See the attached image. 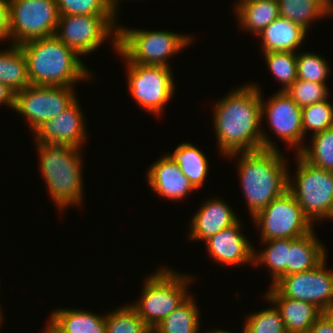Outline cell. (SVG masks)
Wrapping results in <instances>:
<instances>
[{"label":"cell","mask_w":333,"mask_h":333,"mask_svg":"<svg viewBox=\"0 0 333 333\" xmlns=\"http://www.w3.org/2000/svg\"><path fill=\"white\" fill-rule=\"evenodd\" d=\"M252 218L261 231L262 241L296 239L314 230V225L288 190Z\"/></svg>","instance_id":"8fae6325"},{"label":"cell","mask_w":333,"mask_h":333,"mask_svg":"<svg viewBox=\"0 0 333 333\" xmlns=\"http://www.w3.org/2000/svg\"><path fill=\"white\" fill-rule=\"evenodd\" d=\"M239 155L240 185L252 218L288 190L289 171L279 149L238 152L226 157Z\"/></svg>","instance_id":"7a4b0ae2"},{"label":"cell","mask_w":333,"mask_h":333,"mask_svg":"<svg viewBox=\"0 0 333 333\" xmlns=\"http://www.w3.org/2000/svg\"><path fill=\"white\" fill-rule=\"evenodd\" d=\"M324 59L313 52H297V79L326 84L330 66Z\"/></svg>","instance_id":"836d02e7"},{"label":"cell","mask_w":333,"mask_h":333,"mask_svg":"<svg viewBox=\"0 0 333 333\" xmlns=\"http://www.w3.org/2000/svg\"><path fill=\"white\" fill-rule=\"evenodd\" d=\"M147 180L152 191L167 200H182L187 194L196 190L168 154L163 155L149 167Z\"/></svg>","instance_id":"e0dca14e"},{"label":"cell","mask_w":333,"mask_h":333,"mask_svg":"<svg viewBox=\"0 0 333 333\" xmlns=\"http://www.w3.org/2000/svg\"><path fill=\"white\" fill-rule=\"evenodd\" d=\"M266 248L253 253V265L265 264L272 277L273 285L280 277L287 275L288 250L290 249V239H271L262 241Z\"/></svg>","instance_id":"83f0119b"},{"label":"cell","mask_w":333,"mask_h":333,"mask_svg":"<svg viewBox=\"0 0 333 333\" xmlns=\"http://www.w3.org/2000/svg\"><path fill=\"white\" fill-rule=\"evenodd\" d=\"M295 156L297 173L295 178L288 175V191L313 224L328 218L333 222V172L310 165L297 153Z\"/></svg>","instance_id":"52a82bcc"},{"label":"cell","mask_w":333,"mask_h":333,"mask_svg":"<svg viewBox=\"0 0 333 333\" xmlns=\"http://www.w3.org/2000/svg\"><path fill=\"white\" fill-rule=\"evenodd\" d=\"M284 92H286L300 108L329 98V90L326 84L300 79H297Z\"/></svg>","instance_id":"e575fe53"},{"label":"cell","mask_w":333,"mask_h":333,"mask_svg":"<svg viewBox=\"0 0 333 333\" xmlns=\"http://www.w3.org/2000/svg\"><path fill=\"white\" fill-rule=\"evenodd\" d=\"M308 32L300 25L281 16L277 17L258 36L264 53L295 52L299 50ZM297 49V50H296Z\"/></svg>","instance_id":"ffe728a7"},{"label":"cell","mask_w":333,"mask_h":333,"mask_svg":"<svg viewBox=\"0 0 333 333\" xmlns=\"http://www.w3.org/2000/svg\"><path fill=\"white\" fill-rule=\"evenodd\" d=\"M117 51L135 64L170 67L167 59L190 45L191 37L167 30L145 31L118 26Z\"/></svg>","instance_id":"8992f818"},{"label":"cell","mask_w":333,"mask_h":333,"mask_svg":"<svg viewBox=\"0 0 333 333\" xmlns=\"http://www.w3.org/2000/svg\"><path fill=\"white\" fill-rule=\"evenodd\" d=\"M315 233L313 230L302 237L290 239L287 275L312 270L328 257L325 246Z\"/></svg>","instance_id":"7402d4cb"},{"label":"cell","mask_w":333,"mask_h":333,"mask_svg":"<svg viewBox=\"0 0 333 333\" xmlns=\"http://www.w3.org/2000/svg\"><path fill=\"white\" fill-rule=\"evenodd\" d=\"M15 94L3 83L0 82V106L3 104L14 109Z\"/></svg>","instance_id":"f35d334b"},{"label":"cell","mask_w":333,"mask_h":333,"mask_svg":"<svg viewBox=\"0 0 333 333\" xmlns=\"http://www.w3.org/2000/svg\"><path fill=\"white\" fill-rule=\"evenodd\" d=\"M190 294L155 328L160 333H199L200 310Z\"/></svg>","instance_id":"4316f807"},{"label":"cell","mask_w":333,"mask_h":333,"mask_svg":"<svg viewBox=\"0 0 333 333\" xmlns=\"http://www.w3.org/2000/svg\"><path fill=\"white\" fill-rule=\"evenodd\" d=\"M119 2H121V0L120 1L119 0H110L111 6H112L113 11L115 12V14L118 13L117 9H119V7H118Z\"/></svg>","instance_id":"ab89813d"},{"label":"cell","mask_w":333,"mask_h":333,"mask_svg":"<svg viewBox=\"0 0 333 333\" xmlns=\"http://www.w3.org/2000/svg\"><path fill=\"white\" fill-rule=\"evenodd\" d=\"M168 155L178 164L180 170L187 176L196 190L203 187L208 175L209 165L201 149H198L192 143L182 142L173 153H168Z\"/></svg>","instance_id":"484cf974"},{"label":"cell","mask_w":333,"mask_h":333,"mask_svg":"<svg viewBox=\"0 0 333 333\" xmlns=\"http://www.w3.org/2000/svg\"><path fill=\"white\" fill-rule=\"evenodd\" d=\"M76 99L55 118L45 121L33 133L36 143H66L80 148L87 138L82 108Z\"/></svg>","instance_id":"9a60e30c"},{"label":"cell","mask_w":333,"mask_h":333,"mask_svg":"<svg viewBox=\"0 0 333 333\" xmlns=\"http://www.w3.org/2000/svg\"><path fill=\"white\" fill-rule=\"evenodd\" d=\"M143 333H160L155 327H147Z\"/></svg>","instance_id":"b9f144b4"},{"label":"cell","mask_w":333,"mask_h":333,"mask_svg":"<svg viewBox=\"0 0 333 333\" xmlns=\"http://www.w3.org/2000/svg\"><path fill=\"white\" fill-rule=\"evenodd\" d=\"M59 15H118L110 0H56Z\"/></svg>","instance_id":"d590c367"},{"label":"cell","mask_w":333,"mask_h":333,"mask_svg":"<svg viewBox=\"0 0 333 333\" xmlns=\"http://www.w3.org/2000/svg\"><path fill=\"white\" fill-rule=\"evenodd\" d=\"M307 333H333V312H322Z\"/></svg>","instance_id":"8d00e7d4"},{"label":"cell","mask_w":333,"mask_h":333,"mask_svg":"<svg viewBox=\"0 0 333 333\" xmlns=\"http://www.w3.org/2000/svg\"><path fill=\"white\" fill-rule=\"evenodd\" d=\"M238 217L223 199H209L194 214L188 228L190 240L203 242L222 229L228 228L238 221Z\"/></svg>","instance_id":"ac0fdd59"},{"label":"cell","mask_w":333,"mask_h":333,"mask_svg":"<svg viewBox=\"0 0 333 333\" xmlns=\"http://www.w3.org/2000/svg\"><path fill=\"white\" fill-rule=\"evenodd\" d=\"M234 8L241 28L256 36L280 16L278 0H238Z\"/></svg>","instance_id":"603a6c76"},{"label":"cell","mask_w":333,"mask_h":333,"mask_svg":"<svg viewBox=\"0 0 333 333\" xmlns=\"http://www.w3.org/2000/svg\"><path fill=\"white\" fill-rule=\"evenodd\" d=\"M264 56L268 69L282 84L281 91H285L297 80V53L269 52L264 53Z\"/></svg>","instance_id":"f546056e"},{"label":"cell","mask_w":333,"mask_h":333,"mask_svg":"<svg viewBox=\"0 0 333 333\" xmlns=\"http://www.w3.org/2000/svg\"><path fill=\"white\" fill-rule=\"evenodd\" d=\"M26 58L30 84L74 87L91 79V72L79 54L55 35L20 45Z\"/></svg>","instance_id":"3957f363"},{"label":"cell","mask_w":333,"mask_h":333,"mask_svg":"<svg viewBox=\"0 0 333 333\" xmlns=\"http://www.w3.org/2000/svg\"><path fill=\"white\" fill-rule=\"evenodd\" d=\"M311 136V145L297 154L310 165L333 172V127Z\"/></svg>","instance_id":"f1b7e54d"},{"label":"cell","mask_w":333,"mask_h":333,"mask_svg":"<svg viewBox=\"0 0 333 333\" xmlns=\"http://www.w3.org/2000/svg\"><path fill=\"white\" fill-rule=\"evenodd\" d=\"M267 292L266 300L279 309L287 333H307L322 314L314 304L283 297L273 286Z\"/></svg>","instance_id":"d6986e66"},{"label":"cell","mask_w":333,"mask_h":333,"mask_svg":"<svg viewBox=\"0 0 333 333\" xmlns=\"http://www.w3.org/2000/svg\"><path fill=\"white\" fill-rule=\"evenodd\" d=\"M273 305L250 313L245 320V333H287L280 311Z\"/></svg>","instance_id":"d6a6232c"},{"label":"cell","mask_w":333,"mask_h":333,"mask_svg":"<svg viewBox=\"0 0 333 333\" xmlns=\"http://www.w3.org/2000/svg\"><path fill=\"white\" fill-rule=\"evenodd\" d=\"M3 313H2V309L0 308V327L2 326V322H3V316L4 315H2Z\"/></svg>","instance_id":"ee69618b"},{"label":"cell","mask_w":333,"mask_h":333,"mask_svg":"<svg viewBox=\"0 0 333 333\" xmlns=\"http://www.w3.org/2000/svg\"><path fill=\"white\" fill-rule=\"evenodd\" d=\"M146 328L144 321L129 304L105 316L106 333H143Z\"/></svg>","instance_id":"4dcf8cb0"},{"label":"cell","mask_w":333,"mask_h":333,"mask_svg":"<svg viewBox=\"0 0 333 333\" xmlns=\"http://www.w3.org/2000/svg\"><path fill=\"white\" fill-rule=\"evenodd\" d=\"M40 171L57 209L81 205L83 200L82 148L66 143H36Z\"/></svg>","instance_id":"277c9868"},{"label":"cell","mask_w":333,"mask_h":333,"mask_svg":"<svg viewBox=\"0 0 333 333\" xmlns=\"http://www.w3.org/2000/svg\"><path fill=\"white\" fill-rule=\"evenodd\" d=\"M44 333H55L48 325L46 326Z\"/></svg>","instance_id":"7bdbcfd3"},{"label":"cell","mask_w":333,"mask_h":333,"mask_svg":"<svg viewBox=\"0 0 333 333\" xmlns=\"http://www.w3.org/2000/svg\"><path fill=\"white\" fill-rule=\"evenodd\" d=\"M279 15L308 32L311 23L333 15V0H278Z\"/></svg>","instance_id":"cb8c5ba5"},{"label":"cell","mask_w":333,"mask_h":333,"mask_svg":"<svg viewBox=\"0 0 333 333\" xmlns=\"http://www.w3.org/2000/svg\"><path fill=\"white\" fill-rule=\"evenodd\" d=\"M241 220L222 229L205 241L206 250L212 260L226 266L252 263L254 247L243 235Z\"/></svg>","instance_id":"2e32d148"},{"label":"cell","mask_w":333,"mask_h":333,"mask_svg":"<svg viewBox=\"0 0 333 333\" xmlns=\"http://www.w3.org/2000/svg\"><path fill=\"white\" fill-rule=\"evenodd\" d=\"M48 326L55 333H106L105 315L69 308L53 311Z\"/></svg>","instance_id":"44dd1931"},{"label":"cell","mask_w":333,"mask_h":333,"mask_svg":"<svg viewBox=\"0 0 333 333\" xmlns=\"http://www.w3.org/2000/svg\"><path fill=\"white\" fill-rule=\"evenodd\" d=\"M205 333H232V332L225 331L222 329H214V331H213V329H212V330L206 331ZM243 333H245L244 327H243Z\"/></svg>","instance_id":"60d3db41"},{"label":"cell","mask_w":333,"mask_h":333,"mask_svg":"<svg viewBox=\"0 0 333 333\" xmlns=\"http://www.w3.org/2000/svg\"><path fill=\"white\" fill-rule=\"evenodd\" d=\"M161 267L146 278L138 302L130 304L147 327H156L172 313L190 295L188 286L194 281L188 274Z\"/></svg>","instance_id":"5b68a950"},{"label":"cell","mask_w":333,"mask_h":333,"mask_svg":"<svg viewBox=\"0 0 333 333\" xmlns=\"http://www.w3.org/2000/svg\"><path fill=\"white\" fill-rule=\"evenodd\" d=\"M10 40L8 0H0V41Z\"/></svg>","instance_id":"74e56055"},{"label":"cell","mask_w":333,"mask_h":333,"mask_svg":"<svg viewBox=\"0 0 333 333\" xmlns=\"http://www.w3.org/2000/svg\"><path fill=\"white\" fill-rule=\"evenodd\" d=\"M333 127V105L328 99L302 108L303 135L308 130L315 135Z\"/></svg>","instance_id":"1f68e13d"},{"label":"cell","mask_w":333,"mask_h":333,"mask_svg":"<svg viewBox=\"0 0 333 333\" xmlns=\"http://www.w3.org/2000/svg\"><path fill=\"white\" fill-rule=\"evenodd\" d=\"M10 41L26 42L54 36L59 12L56 0H8Z\"/></svg>","instance_id":"ba28073f"},{"label":"cell","mask_w":333,"mask_h":333,"mask_svg":"<svg viewBox=\"0 0 333 333\" xmlns=\"http://www.w3.org/2000/svg\"><path fill=\"white\" fill-rule=\"evenodd\" d=\"M263 99L261 95L262 120L266 114L271 131L290 147L294 145L293 147L298 153L305 145L302 142L304 139L302 108L281 90L272 95L267 102Z\"/></svg>","instance_id":"5bb4252c"},{"label":"cell","mask_w":333,"mask_h":333,"mask_svg":"<svg viewBox=\"0 0 333 333\" xmlns=\"http://www.w3.org/2000/svg\"><path fill=\"white\" fill-rule=\"evenodd\" d=\"M326 258L314 269L280 277L272 286L283 296L314 304L322 312H333V271Z\"/></svg>","instance_id":"4fadbf2b"},{"label":"cell","mask_w":333,"mask_h":333,"mask_svg":"<svg viewBox=\"0 0 333 333\" xmlns=\"http://www.w3.org/2000/svg\"><path fill=\"white\" fill-rule=\"evenodd\" d=\"M261 94L258 85L245 84L233 89L214 105V130L218 150L223 156L279 149L261 127Z\"/></svg>","instance_id":"6da1fadb"},{"label":"cell","mask_w":333,"mask_h":333,"mask_svg":"<svg viewBox=\"0 0 333 333\" xmlns=\"http://www.w3.org/2000/svg\"><path fill=\"white\" fill-rule=\"evenodd\" d=\"M76 99L73 87L30 84L15 93L14 110L25 117L34 132L45 121L67 109Z\"/></svg>","instance_id":"7c38bea8"},{"label":"cell","mask_w":333,"mask_h":333,"mask_svg":"<svg viewBox=\"0 0 333 333\" xmlns=\"http://www.w3.org/2000/svg\"><path fill=\"white\" fill-rule=\"evenodd\" d=\"M125 61L130 95L143 109L154 115L160 114L176 89L172 69L167 66Z\"/></svg>","instance_id":"30bf717a"},{"label":"cell","mask_w":333,"mask_h":333,"mask_svg":"<svg viewBox=\"0 0 333 333\" xmlns=\"http://www.w3.org/2000/svg\"><path fill=\"white\" fill-rule=\"evenodd\" d=\"M117 18L116 15H59L55 36L80 56L96 51L109 38H114L111 42L117 51Z\"/></svg>","instance_id":"9c48e42d"},{"label":"cell","mask_w":333,"mask_h":333,"mask_svg":"<svg viewBox=\"0 0 333 333\" xmlns=\"http://www.w3.org/2000/svg\"><path fill=\"white\" fill-rule=\"evenodd\" d=\"M0 82L14 94L30 85L26 58L20 46L11 44L8 50H0Z\"/></svg>","instance_id":"d4e9b609"}]
</instances>
